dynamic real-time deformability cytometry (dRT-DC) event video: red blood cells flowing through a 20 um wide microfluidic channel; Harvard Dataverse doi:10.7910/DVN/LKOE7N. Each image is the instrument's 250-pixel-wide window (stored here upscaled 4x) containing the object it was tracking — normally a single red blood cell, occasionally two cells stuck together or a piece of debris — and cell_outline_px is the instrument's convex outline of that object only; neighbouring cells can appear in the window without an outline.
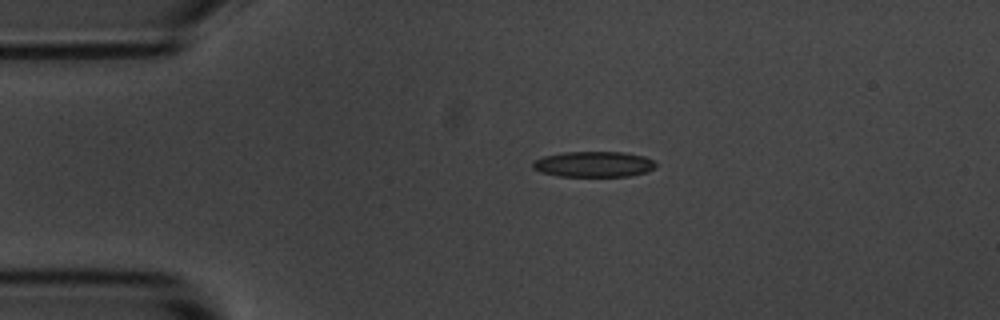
{"species": "common noctule bat (a hibernating species)", "species_latin": "Nyctalus noctula", "temperature_condition": "room temperature", "stored_images_in_passage": 3, "camera_frame_rate_fps": 3000, "um_per_image_px": 0.085, "animal": {"sex": "male", "body_mass_g": 20.1, "forearm_length_mm": 53.5}, "frame": {"image": 1, "passage_image": 2, "time_ms": 1.333, "image_size_px": [1000, 320], "cell_outline_px": [[656, 168], [648, 172], [628, 176], [560, 176], [540, 172], [532, 168], [532, 160], [544, 156], [564, 152], [624, 152], [644, 156], [656, 160]], "centroid_in_image_um": [50.49, 13.95], "position_along_channel_um": 34.5, "area_um2": 18.61}}